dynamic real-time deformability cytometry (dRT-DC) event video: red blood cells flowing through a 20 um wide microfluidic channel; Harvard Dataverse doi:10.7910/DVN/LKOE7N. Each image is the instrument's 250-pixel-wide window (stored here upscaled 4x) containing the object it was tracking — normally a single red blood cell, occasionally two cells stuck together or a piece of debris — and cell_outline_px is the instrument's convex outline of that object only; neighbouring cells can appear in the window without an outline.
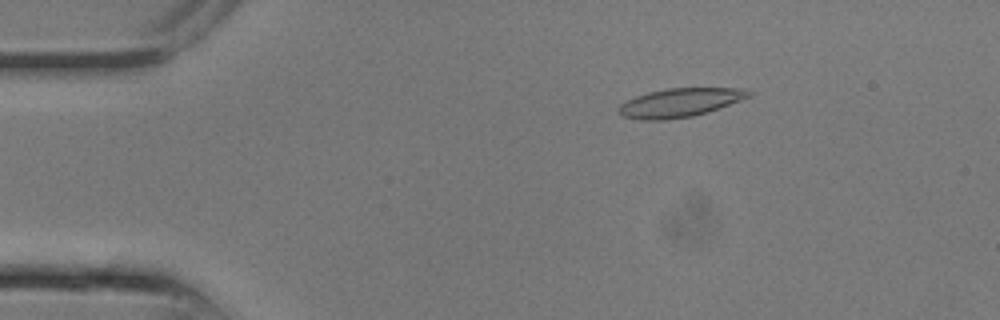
{"species": "common noctule bat (a hibernating species)", "species_latin": "Nyctalus noctula", "temperature_condition": "room temperature", "stored_images_in_passage": 7, "camera_frame_rate_fps": 3000, "um_per_image_px": 0.085, "animal": {"sex": "male", "body_mass_g": 13.3}, "frame": {"image": 1, "passage_image": 1, "time_ms": 0.0, "image_size_px": [1000, 320], "cell_outline_px": [[752, 96], [708, 112], [692, 116], [664, 120], [640, 120], [624, 116], [616, 112], [616, 108], [620, 104], [636, 96], [648, 92], [668, 88], [748, 88], [752, 92]], "centroid_in_image_um": [57.8, 8.72], "position_along_channel_um": 27.2, "area_um2": 21.91}}
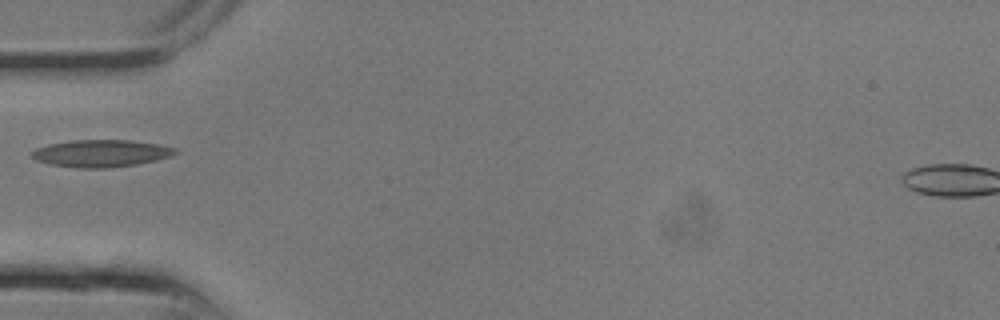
{"frame": {"image": 2, "passage_image": 5, "time_ms": 1.333, "image_size_px": [1000, 320], "cell_outline_px": [[180, 152], [172, 156], [156, 160], [136, 164], [108, 168], [76, 168], [48, 164], [36, 160], [32, 156], [32, 152], [36, 148], [48, 144], [72, 140], [128, 140], [160, 144], [176, 148]], "centroid_in_image_um": [8.61, 13.03], "position_along_channel_um": 76.4, "area_um2": 22.89}}
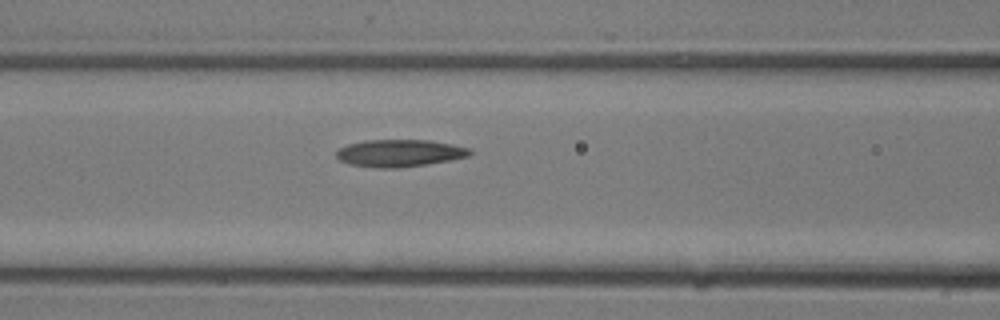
{"frame": {"image": 3, "passage_image": 7, "time_ms": 2.0, "image_size_px": [1000, 320], "cell_outline_px": [[472, 152], [468, 156], [452, 160], [428, 164], [400, 168], [376, 168], [348, 164], [340, 160], [336, 156], [336, 152], [340, 148], [348, 144], [364, 140], [428, 140], [452, 144], [468, 148]], "centroid_in_image_um": [33.95, 13.02], "position_along_channel_um": 132.7, "area_um2": 21.27}}